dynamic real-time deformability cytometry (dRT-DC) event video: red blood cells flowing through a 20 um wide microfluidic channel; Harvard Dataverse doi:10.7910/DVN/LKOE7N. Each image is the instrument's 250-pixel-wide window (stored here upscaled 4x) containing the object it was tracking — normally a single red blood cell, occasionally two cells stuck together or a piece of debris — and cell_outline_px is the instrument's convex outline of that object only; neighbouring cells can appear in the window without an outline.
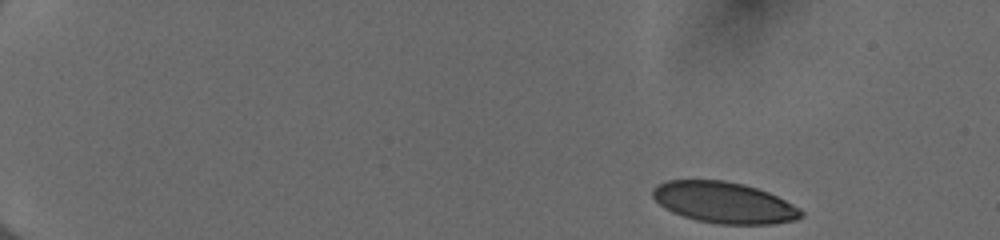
{"species": "human", "species_latin": "Homo sapiens", "temperature_condition": "cold", "stored_images_in_passage": 47, "camera_frame_rate_fps": 3000, "um_per_image_px": 0.085, "donor": {"sex": "female"}, "frame": {"image": 1, "passage_image": 1, "time_ms": 0.0, "image_size_px": [1000, 240], "cell_outline_px": [[804, 216], [796, 220], [772, 224], [720, 224], [696, 220], [672, 212], [664, 208], [652, 196], [652, 188], [656, 184], [668, 180], [724, 180], [744, 184], [768, 192], [800, 208], [804, 212]], "centroid_in_image_um": [61.54, 17.21], "position_along_channel_um": 23.5, "area_um2": 35.66}}
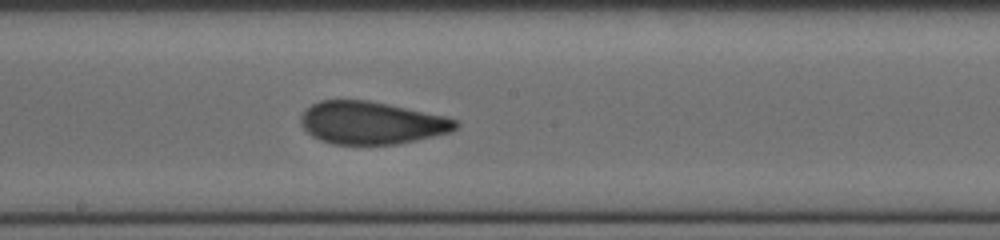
{"frame": {"image": 2, "passage_image": 26, "time_ms": 8.333, "image_size_px": [1000, 240], "cell_outline_px": [[460, 124], [452, 132], [400, 144], [332, 144], [320, 140], [312, 136], [300, 124], [300, 116], [312, 104], [320, 100], [368, 100], [448, 116], [460, 120]], "centroid_in_image_um": [31.63, 10.44], "position_along_channel_um": 216.6, "area_um2": 38.78}}
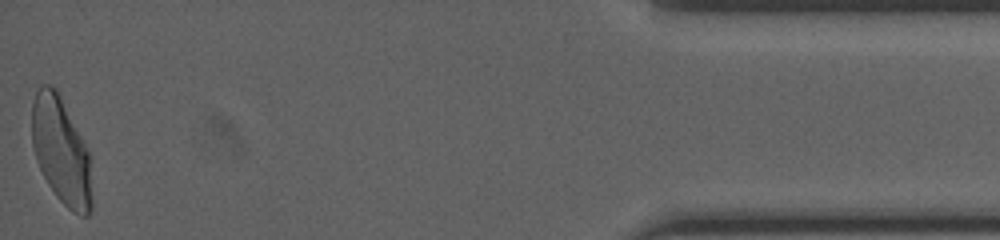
{"frame": {"image": 3, "passage_image": 47, "time_ms": 15.333, "image_size_px": [1000, 240], "cell_outline_px": [[92, 212], [88, 216], [80, 216], [72, 212], [56, 196], [48, 184], [36, 160], [32, 144], [32, 100], [40, 84], [48, 84], [56, 88], [92, 156]], "centroid_in_image_um": [5.24, 12.86], "position_along_channel_um": 430.0, "area_um2": 38.03}, "authors_computed_cell_mechanics": {"area_um2": 37.9168, "velocity_mm_per_s": 4.0183, "shape_relaxation_time_tau1_ms": 6.0592, "shape_relaxation_time_tau2_ms": 1.0692, "deformation_change_tau1": 0.1973, "deformation_change_tau2": 0.0688}}